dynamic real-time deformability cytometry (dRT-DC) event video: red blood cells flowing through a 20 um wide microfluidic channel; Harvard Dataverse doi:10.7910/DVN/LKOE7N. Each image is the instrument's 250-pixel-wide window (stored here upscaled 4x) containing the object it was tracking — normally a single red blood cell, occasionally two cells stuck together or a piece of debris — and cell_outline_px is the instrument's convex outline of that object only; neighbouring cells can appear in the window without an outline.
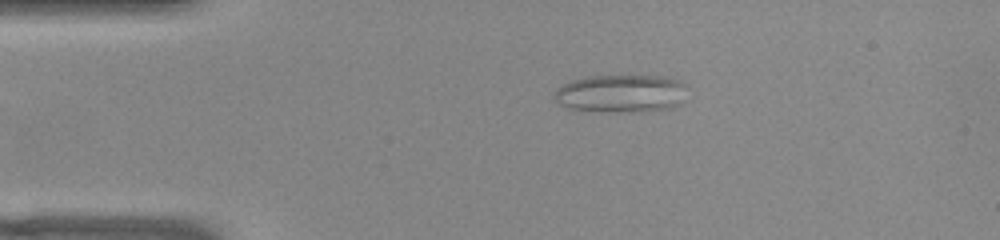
{"species": "common noctule bat (a hibernating species)", "species_latin": "Nyctalus noctula", "temperature_condition": "warm", "stored_images_in_passage": 43, "camera_frame_rate_fps": 3000, "um_per_image_px": 0.085, "animal": {"sex": "female", "body_mass_g": 22.0, "forearm_length_mm": 56.7}, "frame": {"image": 1, "passage_image": 1, "time_ms": 0.0, "image_size_px": [1000, 240], "cell_outline_px": [[688, 84], [680, 104], [668, 108], [628, 112], [600, 112], [564, 108], [556, 104], [552, 96], [556, 88], [572, 80], [588, 76], [672, 76]], "centroid_in_image_um": [52.74, 7.95], "position_along_channel_um": 32.3, "area_um2": 29.94}}
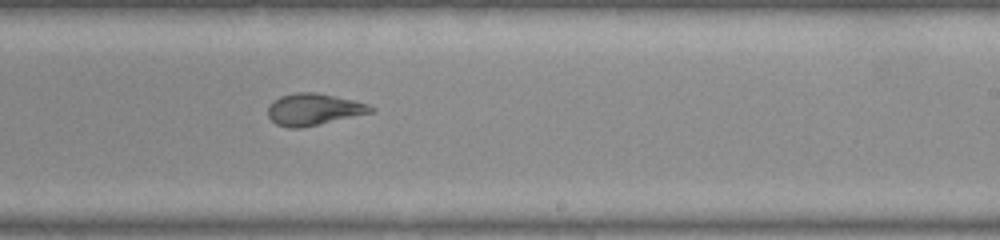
{"frame": {"image": 2, "passage_image": 22, "time_ms": 7.0, "image_size_px": [1000, 240], "cell_outline_px": [[376, 108], [372, 112], [320, 124], [300, 128], [288, 128], [276, 124], [268, 116], [268, 108], [280, 96], [296, 92], [316, 92], [352, 100], [368, 104]], "centroid_in_image_um": [26.66, 9.3], "position_along_channel_um": 262.3, "area_um2": 18.79}}
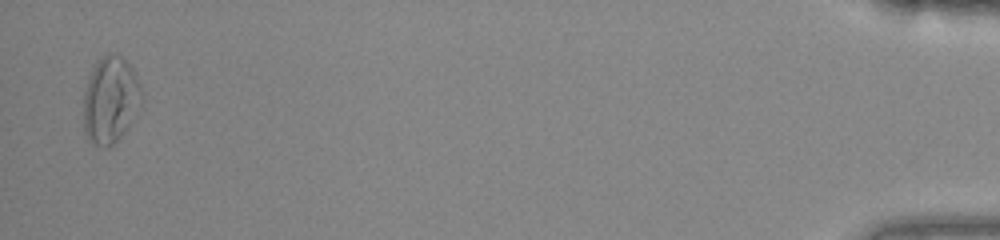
{"frame": {"image": 3, "passage_image": 42, "time_ms": 13.667, "image_size_px": [1000, 240], "cell_outline_px": [[140, 88], [128, 124], [124, 132], [108, 148], [104, 148], [96, 144], [84, 132], [84, 88], [92, 68], [100, 56], [120, 56], [132, 68], [136, 76]], "centroid_in_image_um": [9.28, 8.48], "position_along_channel_um": 425.9, "area_um2": 27.74}, "authors_computed_cell_mechanics": {"area_um2": 19.5364, "velocity_mm_per_s": 3.863, "shape_relaxation_time_tau1_ms": null, "shape_relaxation_time_tau2_ms": 1.2855, "deformation_change_tau1": null, "deformation_change_tau2": 0.0804}}